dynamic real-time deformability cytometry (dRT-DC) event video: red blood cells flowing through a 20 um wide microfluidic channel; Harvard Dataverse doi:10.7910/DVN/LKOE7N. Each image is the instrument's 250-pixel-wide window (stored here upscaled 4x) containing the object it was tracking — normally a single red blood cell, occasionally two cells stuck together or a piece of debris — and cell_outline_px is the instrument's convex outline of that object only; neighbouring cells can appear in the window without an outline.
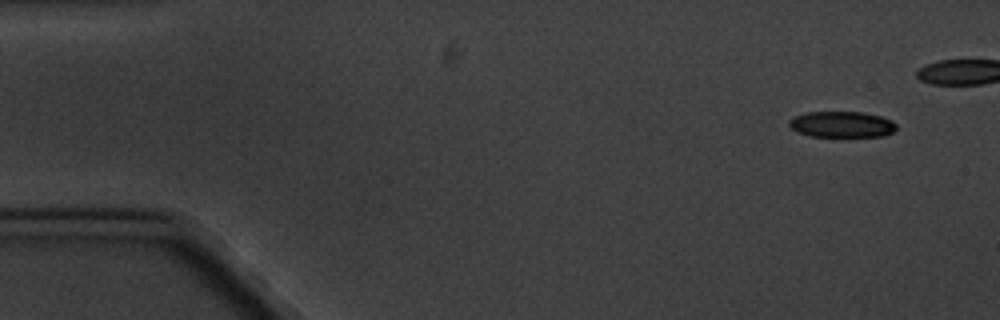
{"species": "common noctule bat (a hibernating species)", "species_latin": "Nyctalus noctula", "temperature_condition": "cold", "stored_images_in_passage": 5, "camera_frame_rate_fps": 3000, "um_per_image_px": 0.085, "animal": {"sex": "male", "body_mass_g": 20.1, "forearm_length_mm": 53.5}, "frame": {"image": 1, "passage_image": 1, "time_ms": 0.0, "image_size_px": [1000, 320], "cell_outline_px": [[896, 128], [892, 132], [884, 136], [808, 136], [792, 128], [788, 124], [788, 120], [804, 112], [864, 112], [880, 116], [892, 120], [896, 124]], "centroid_in_image_um": [71.56, 10.56], "position_along_channel_um": 13.4, "area_um2": 16.18}}